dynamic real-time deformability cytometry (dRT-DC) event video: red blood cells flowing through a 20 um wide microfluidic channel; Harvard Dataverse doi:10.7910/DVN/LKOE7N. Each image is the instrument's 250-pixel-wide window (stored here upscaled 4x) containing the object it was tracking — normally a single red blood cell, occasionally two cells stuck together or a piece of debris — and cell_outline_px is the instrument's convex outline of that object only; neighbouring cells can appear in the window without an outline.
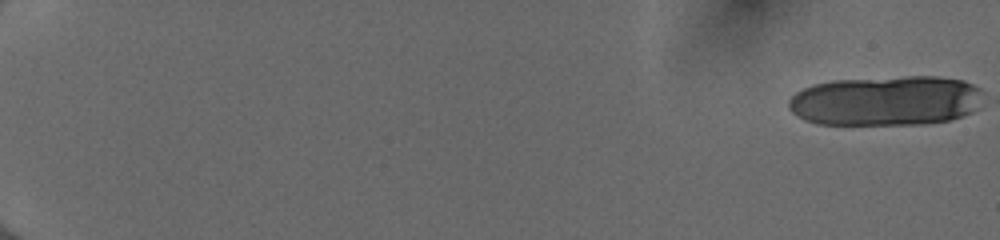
{"species": "human", "species_latin": "Homo sapiens", "temperature_condition": "cold", "stored_images_in_passage": 23, "camera_frame_rate_fps": 3000, "um_per_image_px": 0.085, "donor": {"sex": "female"}, "frame": {"image": 1, "passage_image": 1, "time_ms": 0.0, "image_size_px": [1000, 240], "cell_outline_px": [[980, 108], [972, 112], [948, 120], [924, 124], [816, 124], [804, 120], [796, 116], [788, 108], [788, 100], [796, 92], [804, 88], [816, 84], [832, 80], [908, 76], [936, 76], [964, 80], [980, 88]], "centroid_in_image_um": [75.3, 8.56], "position_along_channel_um": 9.7, "area_um2": 56.88}}